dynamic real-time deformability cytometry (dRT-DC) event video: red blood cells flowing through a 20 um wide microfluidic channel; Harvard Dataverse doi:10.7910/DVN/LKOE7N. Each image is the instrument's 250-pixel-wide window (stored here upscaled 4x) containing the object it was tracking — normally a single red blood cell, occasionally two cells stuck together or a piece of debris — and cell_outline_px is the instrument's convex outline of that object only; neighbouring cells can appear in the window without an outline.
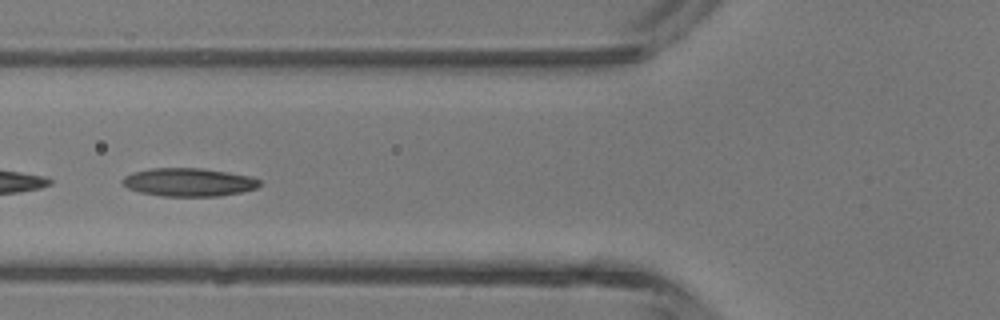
{"species": "common noctule bat (a hibernating species)", "species_latin": "Nyctalus noctula", "temperature_condition": "room temperature", "stored_images_in_passage": 5, "camera_frame_rate_fps": 3000, "um_per_image_px": 0.085, "animal": {"sex": "male", "body_mass_g": 13.3}, "frame": {"image": 1, "passage_image": 5, "time_ms": 4.667, "image_size_px": [1000, 320], "cell_outline_px": [[260, 184], [256, 188], [240, 192], [220, 196], [160, 196], [140, 192], [128, 188], [120, 180], [124, 176], [132, 172], [152, 168], [200, 168], [228, 172], [252, 176], [260, 180]], "centroid_in_image_um": [16.03, 15.48], "position_along_channel_um": 109.8, "area_um2": 22.6}}